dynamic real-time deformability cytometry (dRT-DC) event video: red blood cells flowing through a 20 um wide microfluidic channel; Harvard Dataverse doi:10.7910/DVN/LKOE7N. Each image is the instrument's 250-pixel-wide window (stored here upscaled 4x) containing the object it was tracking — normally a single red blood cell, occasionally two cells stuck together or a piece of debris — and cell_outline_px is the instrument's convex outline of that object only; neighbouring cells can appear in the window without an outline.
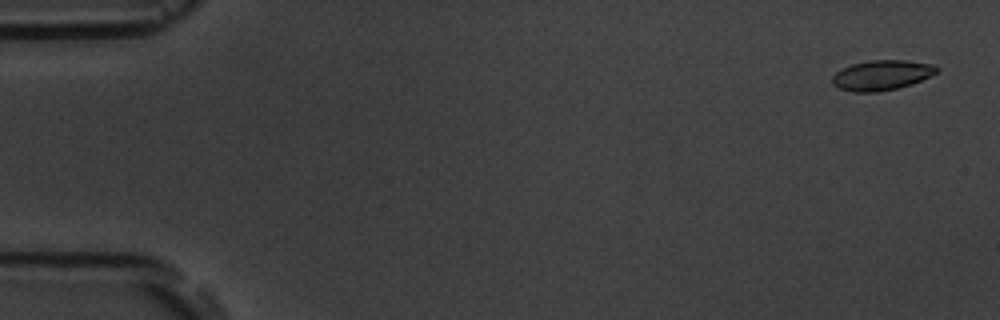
{"species": "common noctule bat (a hibernating species)", "species_latin": "Nyctalus noctula", "temperature_condition": "room temperature", "stored_images_in_passage": 16, "segment_of_instrument_passage": [1, 2], "camera_frame_rate_fps": 3000, "um_per_image_px": 0.085, "animal": {"sex": "male", "body_mass_g": 19.5, "forearm_length_mm": 54.6}, "frame": {"image": 1, "passage_image": 1, "time_ms": 0.0, "image_size_px": [1000, 320], "cell_outline_px": [[940, 68], [936, 72], [912, 84], [896, 88], [876, 92], [852, 92], [840, 88], [832, 84], [832, 76], [836, 72], [852, 64], [872, 60], [908, 60], [932, 64]], "centroid_in_image_um": [74.93, 6.39], "position_along_channel_um": 10.1, "area_um2": 18.09}}
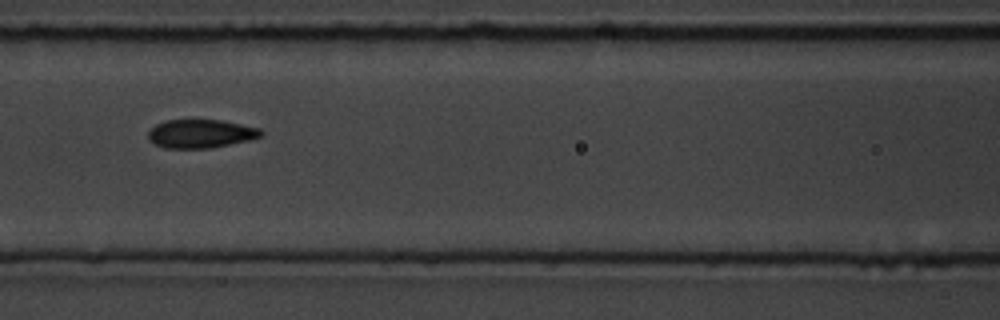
{"frame": {"image": 2, "passage_image": 7, "time_ms": 7.667, "image_size_px": [1000, 320], "cell_outline_px": [[264, 132], [260, 136], [248, 140], [208, 148], [164, 148], [152, 144], [148, 140], [148, 132], [156, 124], [164, 120], [220, 120], [260, 128]], "centroid_in_image_um": [17.0, 11.36], "position_along_channel_um": 149.6, "area_um2": 18.67}}
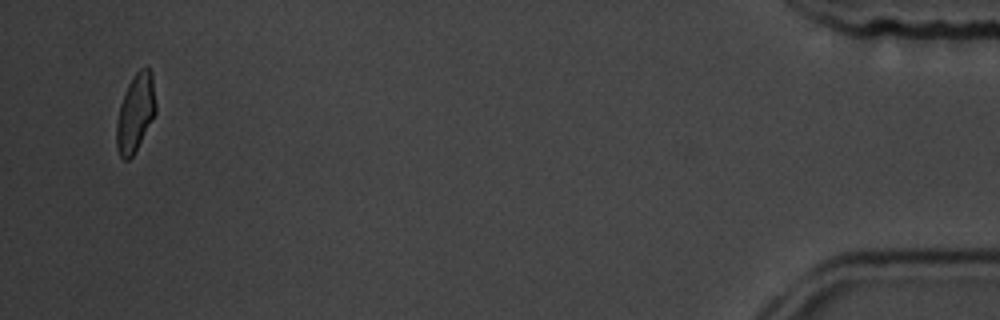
{"frame": {"image": 3, "passage_image": 15, "time_ms": 17.667, "image_size_px": [1000, 320], "cell_outline_px": [[156, 112], [132, 156], [128, 160], [124, 160], [120, 156], [116, 148], [116, 124], [120, 104], [128, 84], [132, 76], [140, 68], [148, 64], [152, 72], [156, 104]], "centroid_in_image_um": [11.51, 9.53], "position_along_channel_um": 423.7, "area_um2": 17.86}}